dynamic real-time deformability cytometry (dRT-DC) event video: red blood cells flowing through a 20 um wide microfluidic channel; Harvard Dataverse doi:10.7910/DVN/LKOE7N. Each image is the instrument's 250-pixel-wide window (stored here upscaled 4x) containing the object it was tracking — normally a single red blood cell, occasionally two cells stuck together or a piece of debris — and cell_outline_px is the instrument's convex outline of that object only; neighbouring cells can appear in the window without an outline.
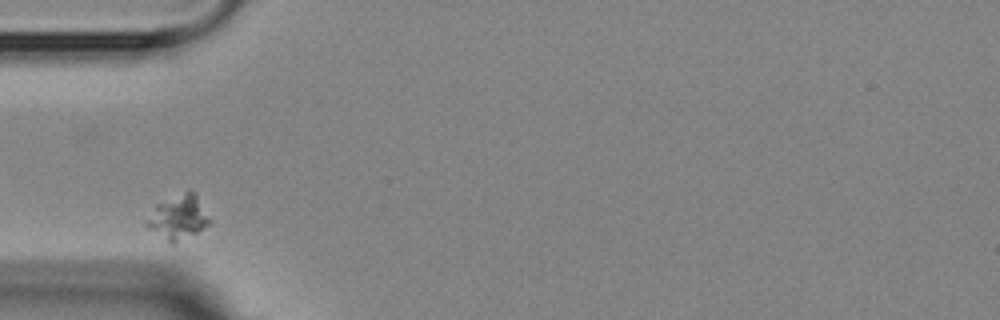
{"species": "Egyptian fruit bat (a non-hibernating species)", "species_latin": "Rousettus aegyptiacus", "temperature_condition": "room temperature", "stored_images_in_passage": 4, "camera_frame_rate_fps": 3000, "um_per_image_px": 0.085, "animal": {"sex": "female"}, "frame": {"image": 1, "passage_image": 1, "time_ms": 0.0, "image_size_px": [1000, 320], "cell_outline_px": [[212, 224], [172, 244], [144, 224], [144, 220], [156, 204], [188, 188], [196, 192], [212, 220]], "centroid_in_image_um": [15.18, 18.4], "position_along_channel_um": 69.8, "area_um2": 16.47}}
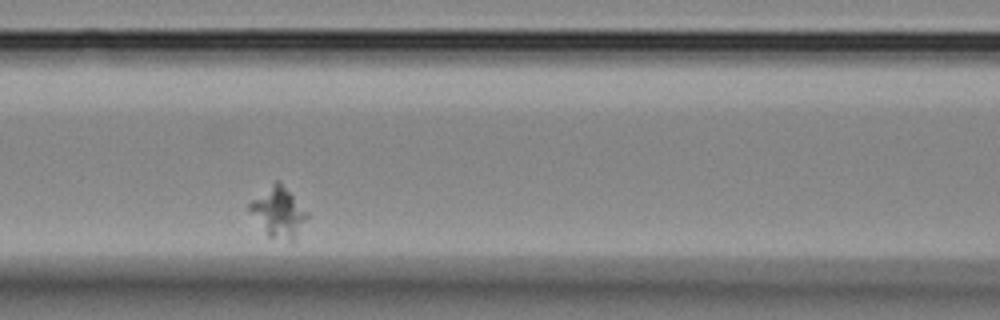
{"frame": {"image": 2, "passage_image": 3, "time_ms": 2.333, "image_size_px": [1000, 320], "cell_outline_px": [[308, 216], [292, 240], [288, 240], [268, 236], [248, 208], [248, 204], [252, 200], [276, 180], [280, 180], [308, 212]], "centroid_in_image_um": [23.67, 17.99], "position_along_channel_um": 142.9, "area_um2": 16.13}}
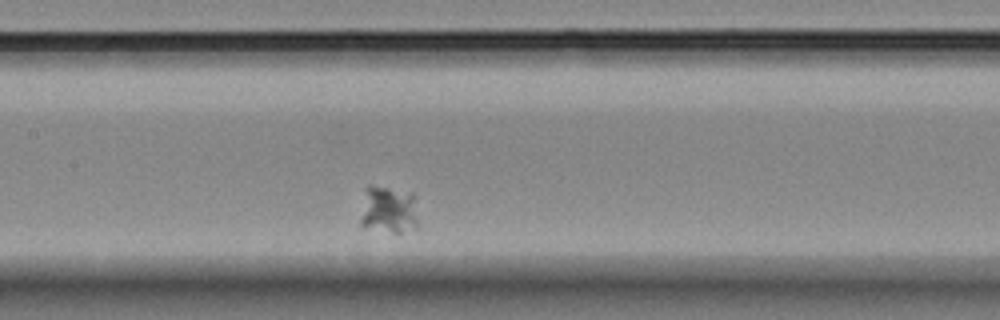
{"frame": {"image": 3, "passage_image": 4, "time_ms": 3.333, "image_size_px": [1000, 320], "cell_outline_px": [[420, 224], [416, 228], [400, 232], [392, 232], [360, 224], [360, 220], [364, 188], [368, 184], [372, 184], [412, 192]], "centroid_in_image_um": [33.04, 17.78], "position_along_channel_um": 174.4, "area_um2": 16.3}}